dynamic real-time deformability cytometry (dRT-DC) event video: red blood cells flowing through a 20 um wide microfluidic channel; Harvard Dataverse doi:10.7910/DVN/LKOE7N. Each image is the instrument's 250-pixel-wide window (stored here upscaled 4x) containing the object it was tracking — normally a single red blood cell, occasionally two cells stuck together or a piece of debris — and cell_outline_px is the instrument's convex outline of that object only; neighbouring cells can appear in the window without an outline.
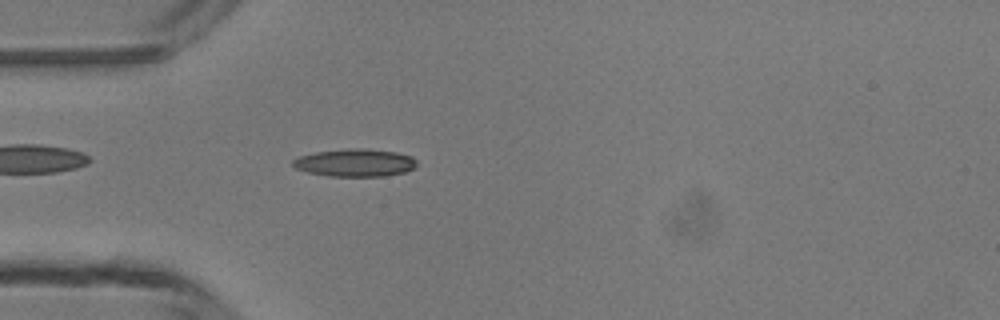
{"species": "common noctule bat (a hibernating species)", "species_latin": "Nyctalus noctula", "temperature_condition": "room temperature", "stored_images_in_passage": 5, "camera_frame_rate_fps": 3000, "um_per_image_px": 0.085, "animal": {"sex": "male", "body_mass_g": 13.3}, "frame": {"image": 1, "passage_image": 5, "time_ms": 4.333, "image_size_px": [1000, 320], "cell_outline_px": [[416, 164], [412, 168], [404, 172], [384, 176], [328, 176], [308, 172], [296, 168], [292, 164], [292, 160], [300, 156], [316, 152], [352, 148], [360, 148], [396, 152], [412, 156], [416, 160]], "centroid_in_image_um": [30.17, 13.83], "position_along_channel_um": 54.8, "area_um2": 19.77}}